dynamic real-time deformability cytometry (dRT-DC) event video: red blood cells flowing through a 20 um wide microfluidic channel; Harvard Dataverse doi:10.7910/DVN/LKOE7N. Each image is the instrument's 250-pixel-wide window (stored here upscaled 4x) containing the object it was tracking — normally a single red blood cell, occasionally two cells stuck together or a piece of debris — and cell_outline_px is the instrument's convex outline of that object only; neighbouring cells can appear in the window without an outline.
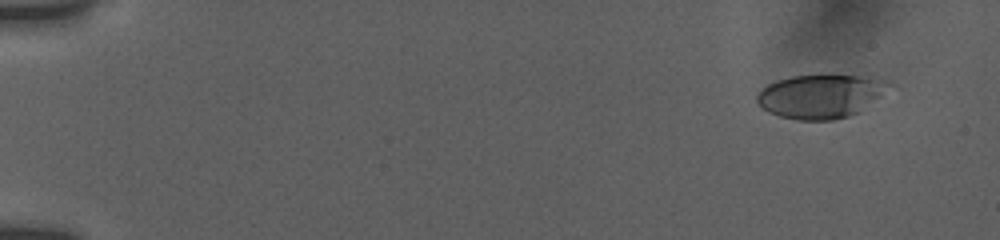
{"species": "human", "species_latin": "Homo sapiens", "temperature_condition": "room temperature", "stored_images_in_passage": 51, "camera_frame_rate_fps": 3000, "um_per_image_px": 0.085, "donor": {"sex": "female"}, "frame": {"image": 1, "passage_image": 1, "time_ms": 0.0, "image_size_px": [1000, 240], "cell_outline_px": [[892, 84], [880, 96], [856, 112], [848, 116], [832, 120], [796, 120], [780, 116], [768, 112], [756, 100], [756, 96], [768, 84], [776, 80], [792, 76], [856, 76], [884, 80]], "centroid_in_image_um": [69.7, 8.19], "position_along_channel_um": 15.3, "area_um2": 32.77}}
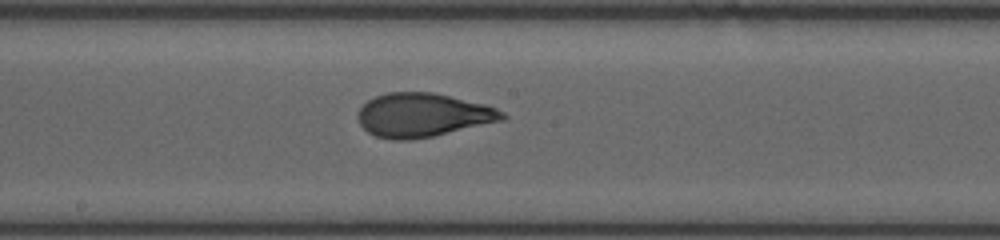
{"frame": {"image": 2, "passage_image": 28, "time_ms": 9.0, "image_size_px": [1000, 240], "cell_outline_px": [[508, 116], [504, 120], [432, 136], [412, 140], [392, 140], [376, 136], [368, 132], [360, 124], [360, 108], [368, 100], [376, 96], [388, 92], [432, 92], [484, 104], [496, 108], [504, 112]], "centroid_in_image_um": [35.96, 9.78], "position_along_channel_um": 212.2, "area_um2": 36.53}}
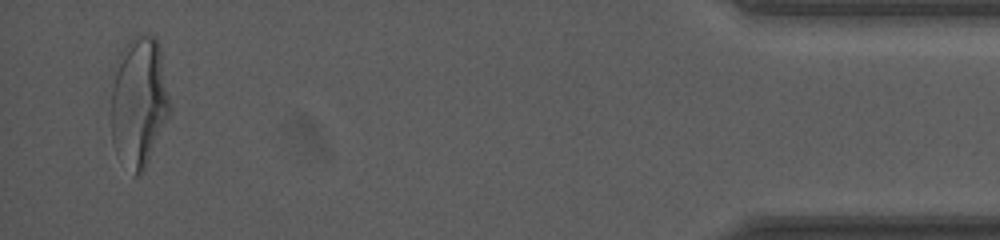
{"frame": {"image": 3, "passage_image": 50, "time_ms": 16.333, "image_size_px": [1000, 240], "cell_outline_px": [[168, 116], [144, 168], [136, 176], [112, 144], [112, 72], [120, 52], [128, 40], [132, 36], [156, 36], [160, 48], [168, 96]], "centroid_in_image_um": [11.77, 8.55], "position_along_channel_um": 423.4, "area_um2": 43.35}, "authors_computed_cell_mechanics": {"area_um2": 35.8938, "velocity_mm_per_s": 3.8466, "shape_relaxation_time_tau1_ms": 6.5377, "shape_relaxation_time_tau2_ms": 0.8717, "deformation_change_tau1": 0.2468, "deformation_change_tau2": 0.0775}}